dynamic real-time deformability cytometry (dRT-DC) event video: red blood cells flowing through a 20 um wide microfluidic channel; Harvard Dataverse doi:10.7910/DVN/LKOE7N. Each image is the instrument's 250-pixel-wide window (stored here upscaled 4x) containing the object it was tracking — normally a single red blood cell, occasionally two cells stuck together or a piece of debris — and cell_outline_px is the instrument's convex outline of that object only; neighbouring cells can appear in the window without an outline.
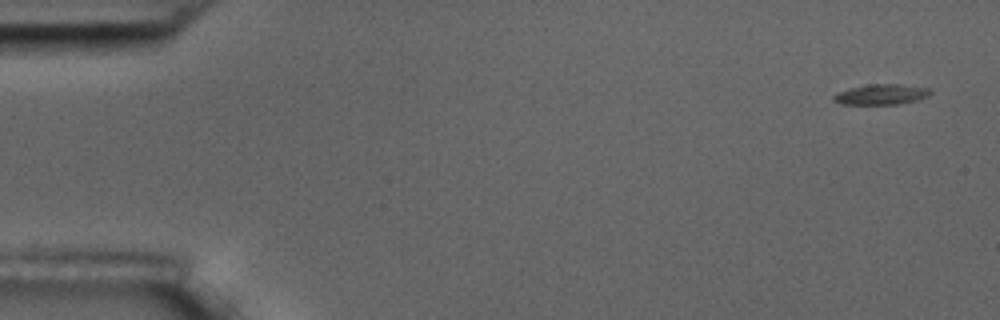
{"species": "common noctule bat (a hibernating species)", "species_latin": "Nyctalus noctula", "temperature_condition": "room temperature", "stored_images_in_passage": 5, "camera_frame_rate_fps": 3000, "um_per_image_px": 0.085, "animal": {"sex": "male", "body_mass_g": 17.5, "forearm_length_mm": 52.3}, "frame": {"image": 1, "passage_image": 1, "time_ms": 0.0, "image_size_px": [1000, 320], "cell_outline_px": [[932, 92], [928, 96], [920, 100], [896, 104], [840, 104], [832, 100], [832, 96], [840, 92], [852, 88], [872, 84], [896, 84], [928, 88]], "centroid_in_image_um": [74.93, 8.04], "position_along_channel_um": 10.1, "area_um2": 11.33}}
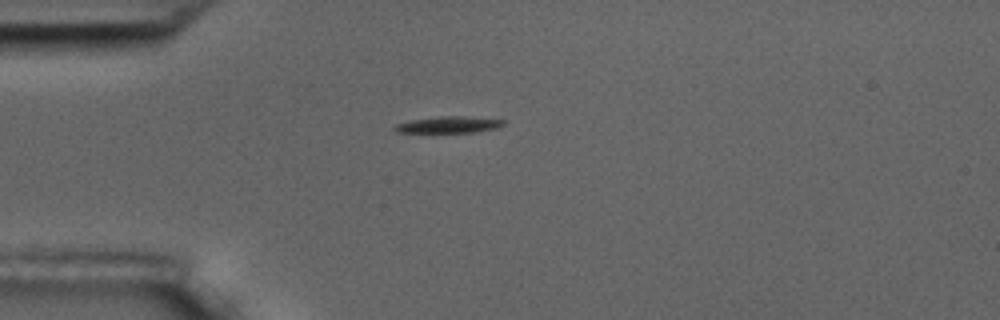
{"frame": {"image": 2, "passage_image": 4, "time_ms": 4.333, "image_size_px": [1000, 320], "cell_outline_px": [[504, 124], [496, 128], [476, 132], [396, 132], [392, 128], [396, 124], [412, 120], [440, 116], [464, 116], [504, 120]], "centroid_in_image_um": [38.13, 10.6], "position_along_channel_um": 46.9, "area_um2": 10.29}}
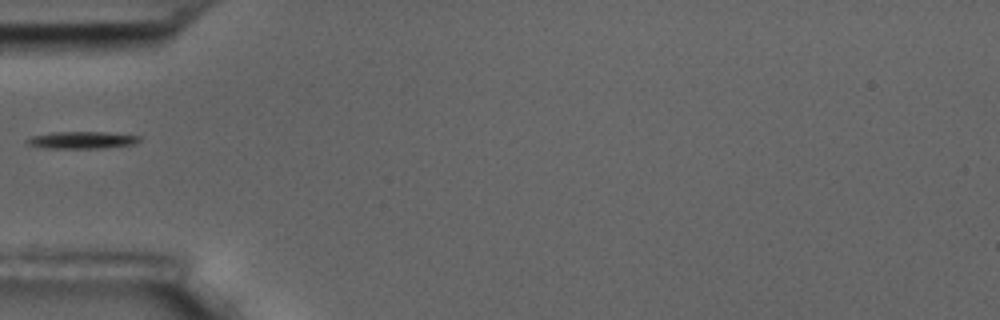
{"frame": {"image": 3, "passage_image": 5, "time_ms": 5.667, "image_size_px": [1000, 320], "cell_outline_px": [[140, 140], [132, 144], [104, 148], [40, 148], [28, 144], [24, 140], [28, 136], [52, 132], [104, 132], [140, 136]], "centroid_in_image_um": [6.86, 11.9], "position_along_channel_um": 78.1, "area_um2": 11.27}}